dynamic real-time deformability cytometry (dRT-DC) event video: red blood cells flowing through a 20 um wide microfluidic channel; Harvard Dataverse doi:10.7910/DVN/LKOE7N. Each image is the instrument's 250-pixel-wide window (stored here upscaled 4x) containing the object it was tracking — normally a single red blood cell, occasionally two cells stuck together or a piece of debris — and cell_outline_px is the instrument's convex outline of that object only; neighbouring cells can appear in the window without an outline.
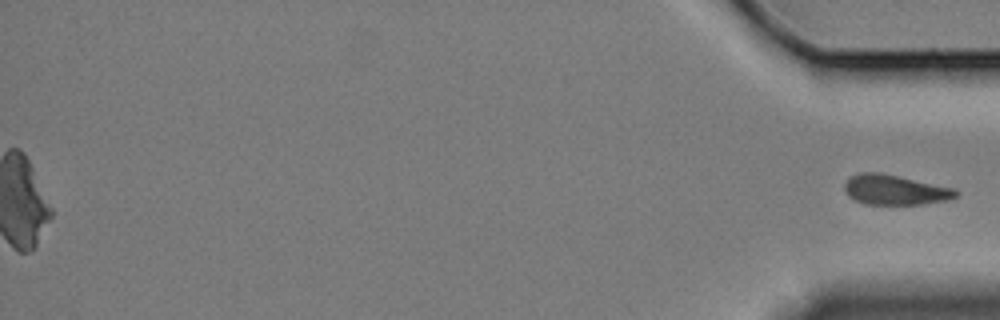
{"species": "Egyptian fruit bat (a non-hibernating species)", "species_latin": "Rousettus aegyptiacus", "temperature_condition": "cold", "stored_images_in_passage": 61, "segment_of_instrument_passage": [2, 2], "camera_frame_rate_fps": 3000, "um_per_image_px": 0.085, "animal": {"sex": "female"}, "frame": {"image": 1, "passage_image": 61, "time_ms": 20.0, "image_size_px": [1000, 320], "cell_outline_px": [[960, 192], [956, 196], [948, 200], [924, 204], [864, 204], [852, 200], [848, 196], [844, 188], [844, 184], [852, 176], [860, 172], [880, 172], [956, 188]], "centroid_in_image_um": [76.09, 16.14], "position_along_channel_um": 359.1, "area_um2": 19.65}}